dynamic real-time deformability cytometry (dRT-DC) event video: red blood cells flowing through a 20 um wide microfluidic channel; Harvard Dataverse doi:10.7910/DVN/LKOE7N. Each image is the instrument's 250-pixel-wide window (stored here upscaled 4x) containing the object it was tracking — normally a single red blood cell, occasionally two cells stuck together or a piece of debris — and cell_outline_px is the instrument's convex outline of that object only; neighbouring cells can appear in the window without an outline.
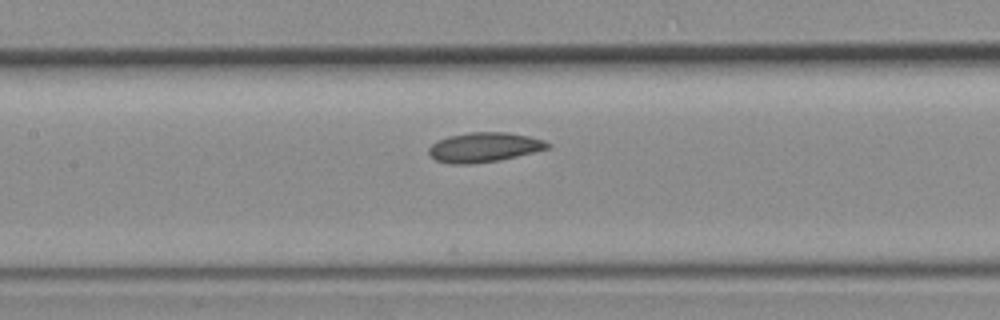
{"species": "common noctule bat (a hibernating species)", "species_latin": "Nyctalus noctula", "temperature_condition": "room temperature", "stored_images_in_passage": 11, "camera_frame_rate_fps": 3000, "um_per_image_px": 0.085, "animal": {"sex": "female", "body_mass_g": 19.3, "forearm_length_mm": 54.1}, "frame": {"image": 1, "passage_image": 10, "time_ms": 3.0, "image_size_px": [1000, 320], "cell_outline_px": [[552, 144], [548, 148], [500, 160], [468, 164], [452, 164], [436, 160], [428, 152], [428, 148], [432, 144], [448, 136], [468, 132], [508, 132], [528, 136], [544, 140]], "centroid_in_image_um": [41.15, 12.51], "position_along_channel_um": 166.3, "area_um2": 20.35}}